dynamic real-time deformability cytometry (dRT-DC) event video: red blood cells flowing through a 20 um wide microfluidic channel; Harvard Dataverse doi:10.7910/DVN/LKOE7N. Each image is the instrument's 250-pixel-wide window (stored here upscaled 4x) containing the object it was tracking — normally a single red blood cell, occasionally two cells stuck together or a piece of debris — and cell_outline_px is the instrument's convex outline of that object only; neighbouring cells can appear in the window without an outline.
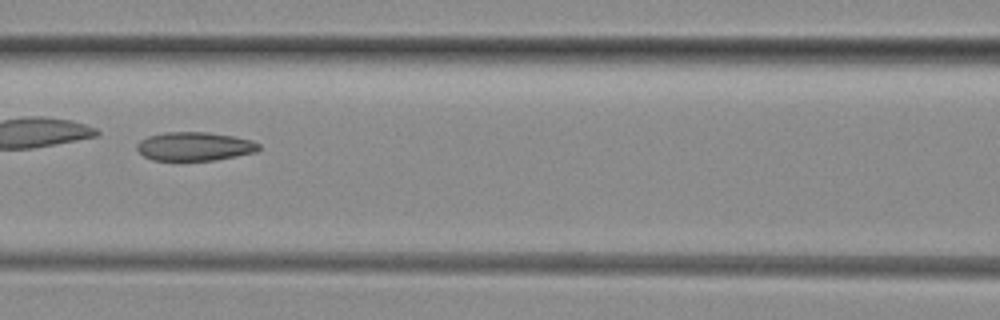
{"species": "common noctule bat (a hibernating species)", "species_latin": "Nyctalus noctula", "temperature_condition": "room temperature", "stored_images_in_passage": 49, "camera_frame_rate_fps": 3000, "um_per_image_px": 0.085, "animal": {"sex": "female", "body_mass_g": 29.2, "forearm_length_mm": 56.3}, "frame": {"image": 1, "passage_image": 22, "time_ms": 7.0, "image_size_px": [1000, 320], "cell_outline_px": [[260, 148], [256, 152], [216, 160], [152, 160], [144, 156], [136, 148], [136, 144], [140, 140], [148, 136], [164, 132], [208, 132], [232, 136], [252, 140], [260, 144]], "centroid_in_image_um": [16.53, 12.44], "position_along_channel_um": 150.1, "area_um2": 20.4}}
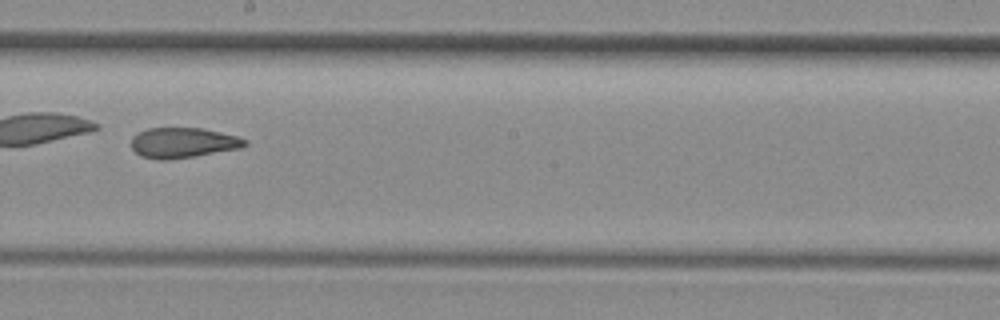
{"frame": {"image": 2, "passage_image": 28, "time_ms": 9.0, "image_size_px": [1000, 320], "cell_outline_px": [[248, 144], [240, 148], [168, 160], [160, 160], [140, 156], [132, 148], [132, 136], [148, 128], [204, 128], [236, 136], [248, 140]], "centroid_in_image_um": [15.55, 12.13], "position_along_channel_um": 232.7, "area_um2": 19.88}, "authors_computed_cell_mechanics": {"area_um2": 25.8944, "velocity_mm_per_s": 4.1414, "shape_relaxation_time_tau1_ms": null, "shape_relaxation_time_tau2_ms": 2.8951, "deformation_change_tau1": null, "deformation_change_tau2": 0.1041}}